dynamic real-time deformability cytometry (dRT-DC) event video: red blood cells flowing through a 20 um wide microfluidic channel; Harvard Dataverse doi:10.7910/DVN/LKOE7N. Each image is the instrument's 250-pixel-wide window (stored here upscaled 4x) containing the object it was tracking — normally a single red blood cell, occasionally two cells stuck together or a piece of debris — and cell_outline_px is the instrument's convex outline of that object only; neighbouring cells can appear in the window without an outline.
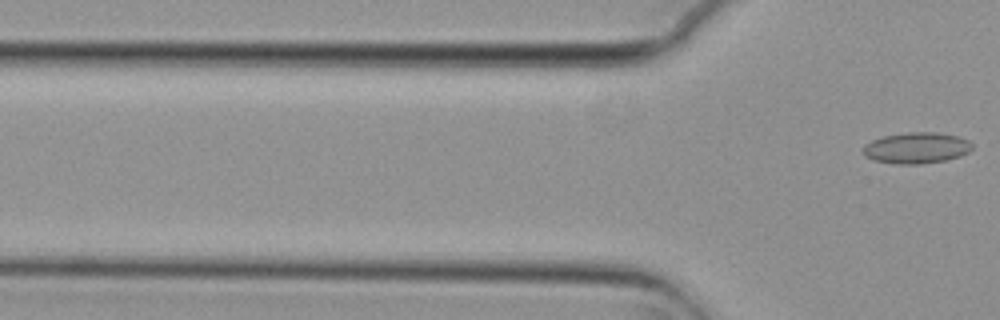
{"species": "common noctule bat (a hibernating species)", "species_latin": "Nyctalus noctula", "temperature_condition": "cold", "stored_images_in_passage": 2, "camera_frame_rate_fps": 3000, "um_per_image_px": 0.085, "animal": {"sex": "female", "body_mass_g": 29.2, "forearm_length_mm": 56.3}, "frame": {"image": 1, "passage_image": 2, "time_ms": 0.333, "image_size_px": [1000, 320], "cell_outline_px": [[972, 148], [968, 152], [960, 156], [944, 160], [920, 164], [896, 164], [872, 160], [864, 156], [864, 144], [872, 140], [884, 136], [908, 132], [936, 132], [956, 136], [968, 140], [972, 144]], "centroid_in_image_um": [77.88, 12.57], "position_along_channel_um": 47.9, "area_um2": 19.71}}